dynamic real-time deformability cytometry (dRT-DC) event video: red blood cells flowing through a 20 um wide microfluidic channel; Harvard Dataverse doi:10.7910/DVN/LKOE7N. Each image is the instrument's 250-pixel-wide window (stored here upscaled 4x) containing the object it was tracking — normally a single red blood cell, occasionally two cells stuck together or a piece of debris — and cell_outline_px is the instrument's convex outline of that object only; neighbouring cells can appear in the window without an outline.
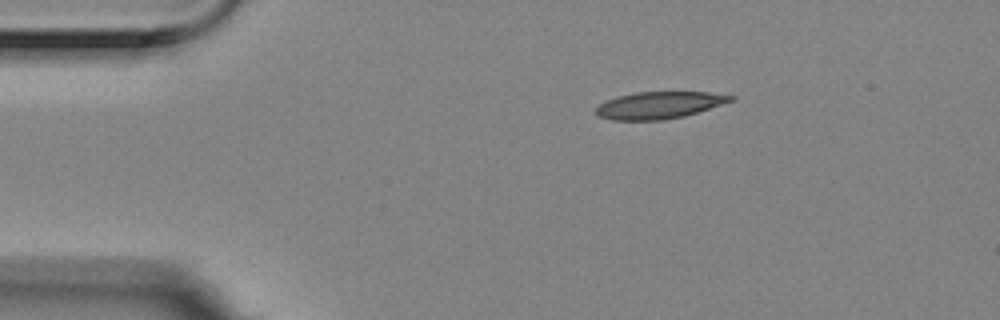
{"species": "Egyptian fruit bat (a non-hibernating species)", "species_latin": "Rousettus aegyptiacus", "temperature_condition": "room temperature", "stored_images_in_passage": 43, "camera_frame_rate_fps": 3000, "um_per_image_px": 0.085, "animal": {"sex": "female"}, "frame": {"image": 1, "passage_image": 1, "time_ms": 0.0, "image_size_px": [1000, 320], "cell_outline_px": [[736, 96], [732, 100], [684, 116], [664, 120], [612, 120], [596, 116], [596, 108], [600, 104], [616, 96], [636, 92], [708, 92]], "centroid_in_image_um": [55.97, 8.94], "position_along_channel_um": 29.0, "area_um2": 20.98}}
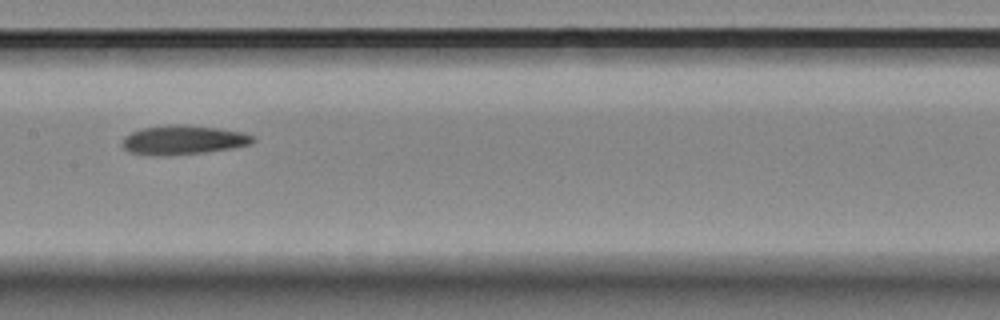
{"frame": {"image": 2, "passage_image": 19, "time_ms": 6.0, "image_size_px": [1000, 320], "cell_outline_px": [[256, 140], [252, 144], [232, 148], [204, 152], [156, 156], [152, 156], [128, 152], [120, 144], [124, 136], [132, 132], [144, 128], [176, 124], [188, 124], [220, 128], [244, 132], [256, 136]], "centroid_in_image_um": [15.6, 11.89], "position_along_channel_um": 191.8, "area_um2": 22.48}}
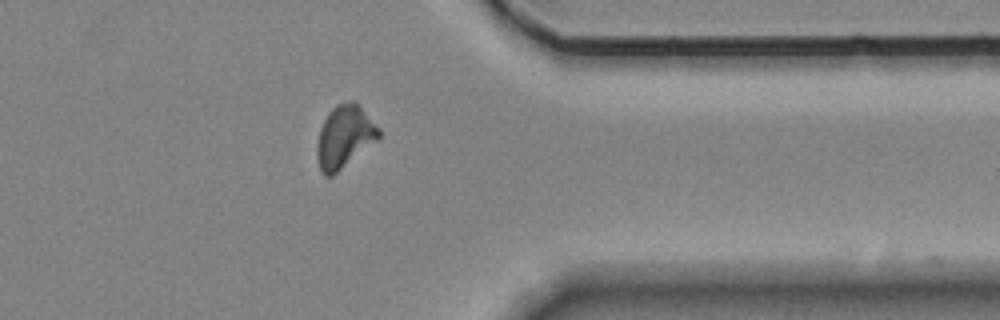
{"frame": {"image": 3, "passage_image": 36, "time_ms": 11.667, "image_size_px": [1000, 320], "cell_outline_px": [[380, 136], [376, 140], [332, 176], [324, 176], [320, 172], [316, 156], [316, 144], [320, 128], [328, 112], [336, 104], [352, 100], [356, 100], [380, 128]], "centroid_in_image_um": [29.25, 11.59], "position_along_channel_um": 382.1, "area_um2": 22.6}, "authors_computed_cell_mechanics": {"area_um2": 21.7906, "velocity_mm_per_s": 3.5466, "shape_relaxation_time_tau1_ms": 7.6865, "shape_relaxation_time_tau2_ms": null, "deformation_change_tau1": 0.1922, "deformation_change_tau2": null}}